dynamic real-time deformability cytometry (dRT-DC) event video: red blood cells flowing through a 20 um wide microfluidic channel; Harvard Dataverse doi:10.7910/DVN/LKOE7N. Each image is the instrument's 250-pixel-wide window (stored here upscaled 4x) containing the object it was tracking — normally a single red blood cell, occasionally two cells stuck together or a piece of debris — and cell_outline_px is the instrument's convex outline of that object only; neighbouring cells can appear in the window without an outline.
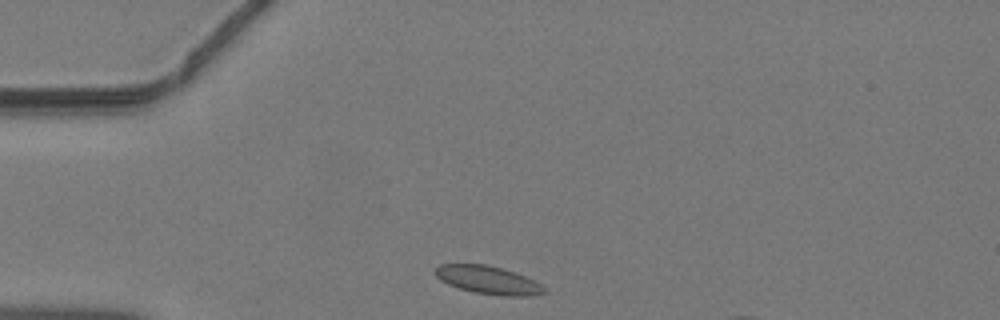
{"species": "common noctule bat (a hibernating species)", "species_latin": "Nyctalus noctula", "temperature_condition": "warm", "stored_images_in_passage": 25, "camera_frame_rate_fps": 3000, "um_per_image_px": 0.085, "animal": {"sex": "male", "body_mass_g": 19.2, "forearm_length_mm": 51.8}, "frame": {"image": 1, "passage_image": 1, "time_ms": 0.0, "image_size_px": [1000, 320], "cell_outline_px": [[548, 292], [532, 296], [500, 296], [472, 292], [448, 284], [440, 280], [432, 272], [440, 264], [484, 264], [516, 272], [540, 284]], "centroid_in_image_um": [41.47, 23.81], "position_along_channel_um": 43.5, "area_um2": 17.86}}
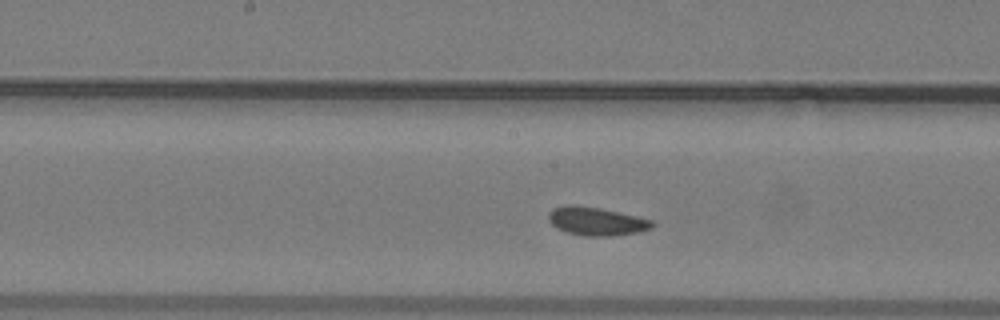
{"frame": {"image": 2, "passage_image": 13, "time_ms": 4.0, "image_size_px": [1000, 320], "cell_outline_px": [[656, 224], [652, 228], [636, 232], [616, 236], [584, 236], [568, 232], [556, 228], [548, 220], [548, 212], [552, 208], [564, 204], [572, 204], [600, 208], [636, 216], [652, 220]], "centroid_in_image_um": [50.66, 18.8], "position_along_channel_um": 197.5, "area_um2": 17.28}}
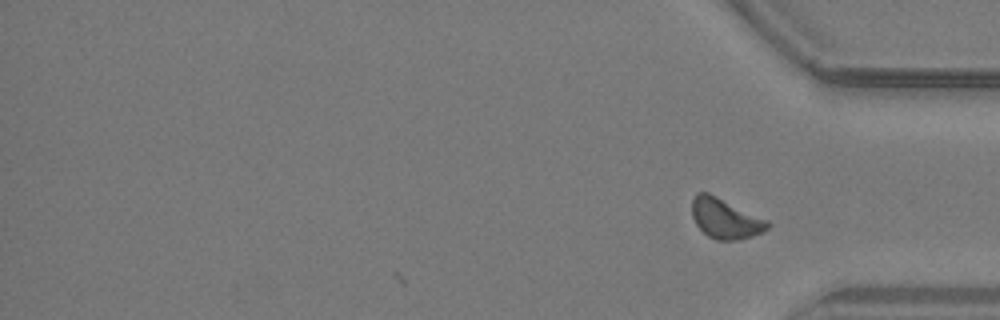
{"frame": {"image": 3, "passage_image": 25, "time_ms": 8.0, "image_size_px": [1000, 320], "cell_outline_px": [[772, 224], [764, 232], [752, 236], [736, 240], [716, 240], [708, 236], [696, 224], [692, 216], [692, 200], [696, 192], [708, 192], [768, 220]], "centroid_in_image_um": [61.66, 18.57], "position_along_channel_um": 373.5, "area_um2": 17.69}}